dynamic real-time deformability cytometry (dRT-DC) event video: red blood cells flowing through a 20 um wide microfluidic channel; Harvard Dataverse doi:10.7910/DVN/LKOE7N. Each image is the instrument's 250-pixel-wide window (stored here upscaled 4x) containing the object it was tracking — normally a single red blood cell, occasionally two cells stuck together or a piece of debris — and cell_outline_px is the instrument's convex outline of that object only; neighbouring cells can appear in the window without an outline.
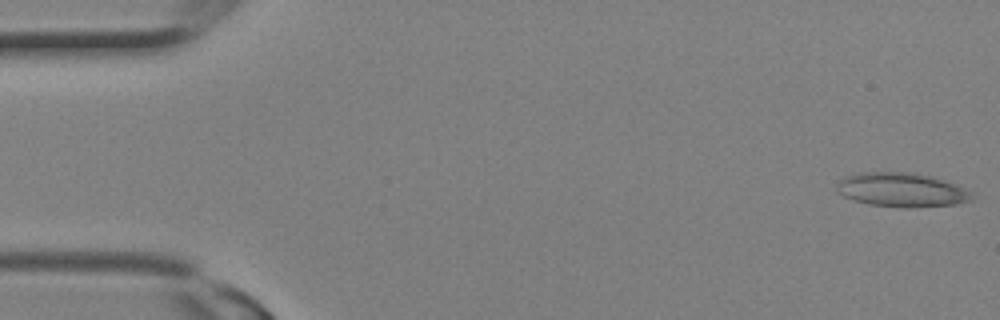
{"species": "Egyptian fruit bat (a non-hibernating species)", "species_latin": "Rousettus aegyptiacus", "temperature_condition": "room temperature", "stored_images_in_passage": 29, "camera_frame_rate_fps": 3000, "um_per_image_px": 0.085, "animal": {"sex": "female"}, "frame": {"image": 1, "passage_image": 1, "time_ms": 0.0, "image_size_px": [1000, 320], "cell_outline_px": [[972, 200], [956, 204], [912, 208], [904, 208], [868, 204], [852, 200], [836, 192], [836, 184], [844, 176], [856, 172], [908, 172], [932, 176], [956, 184], [972, 192]], "centroid_in_image_um": [76.6, 16.14], "position_along_channel_um": 8.4, "area_um2": 27.22}}
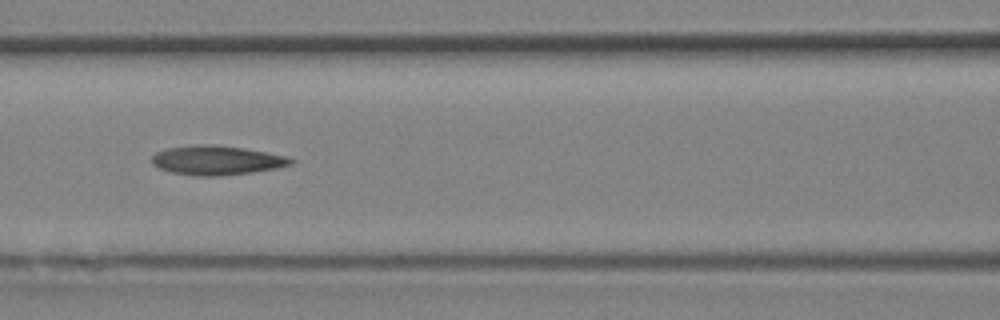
{"frame": {"image": 2, "passage_image": 13, "time_ms": 4.0, "image_size_px": [1000, 320], "cell_outline_px": [[296, 160], [292, 164], [276, 168], [252, 172], [220, 176], [196, 176], [172, 172], [160, 168], [152, 164], [152, 156], [156, 152], [168, 148], [192, 144], [216, 144], [244, 148], [288, 156]], "centroid_in_image_um": [18.43, 13.61], "position_along_channel_um": 148.2, "area_um2": 23.87}}
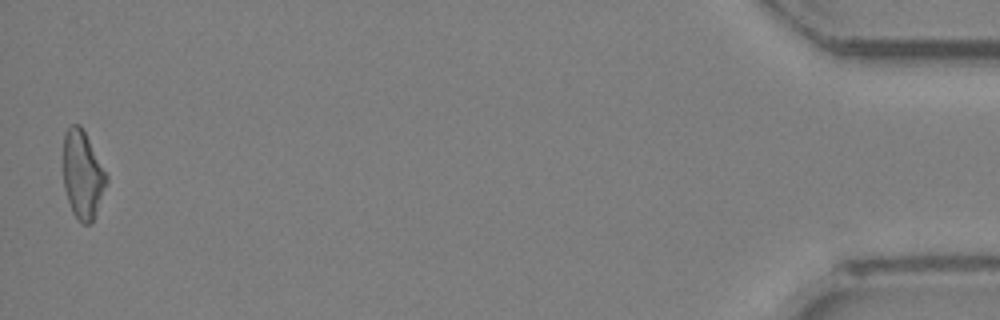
{"frame": {"image": 3, "passage_image": 29, "time_ms": 9.333, "image_size_px": [1000, 320], "cell_outline_px": [[108, 180], [92, 224], [80, 224], [72, 212], [64, 188], [64, 132], [72, 124], [80, 124], [108, 176]], "centroid_in_image_um": [7.02, 14.89], "position_along_channel_um": 428.2, "area_um2": 22.02}}